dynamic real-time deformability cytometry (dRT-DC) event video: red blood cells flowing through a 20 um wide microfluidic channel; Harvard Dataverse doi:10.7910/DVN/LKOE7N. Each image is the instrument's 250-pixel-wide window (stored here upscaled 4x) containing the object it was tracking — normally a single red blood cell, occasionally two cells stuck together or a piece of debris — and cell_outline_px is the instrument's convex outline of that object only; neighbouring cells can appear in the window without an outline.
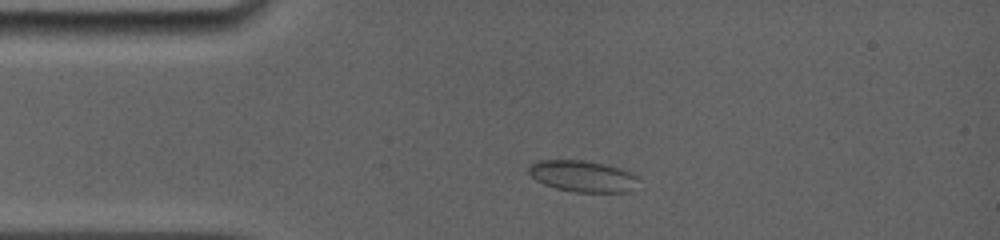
{"species": "common noctule bat (a hibernating species)", "species_latin": "Nyctalus noctula", "temperature_condition": "room temperature", "stored_images_in_passage": 7, "camera_frame_rate_fps": 5000, "um_per_image_px": 0.085, "animal": {"sex": "female", "body_mass_g": 19.0, "forearm_length_mm": 56.7}, "frame": {"image": 1, "passage_image": 1, "time_ms": 0.0, "image_size_px": [1000, 240], "cell_outline_px": [[636, 176], [628, 192], [576, 192], [556, 188], [544, 184], [536, 180], [528, 172], [528, 164], [540, 160], [584, 160], [604, 164], [620, 168]], "centroid_in_image_um": [49.42, 14.96], "position_along_channel_um": 35.6, "area_um2": 19.65}}
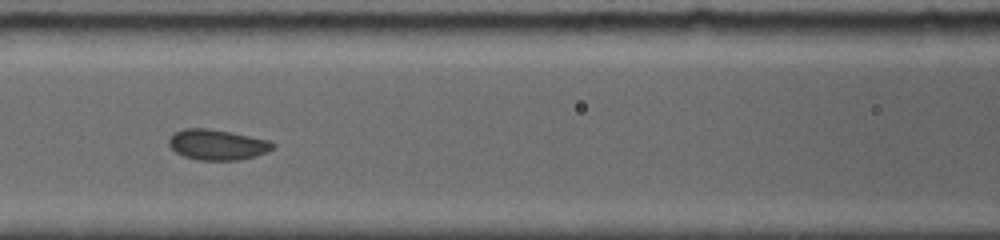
{"frame": {"image": 2, "passage_image": 4, "time_ms": 3.6, "image_size_px": [1000, 240], "cell_outline_px": [[276, 144], [272, 148], [264, 152], [252, 156], [236, 160], [200, 160], [184, 156], [176, 152], [168, 144], [168, 140], [176, 132], [184, 128], [208, 128], [268, 140]], "centroid_in_image_um": [18.42, 12.29], "position_along_channel_um": 148.2, "area_um2": 17.98}}
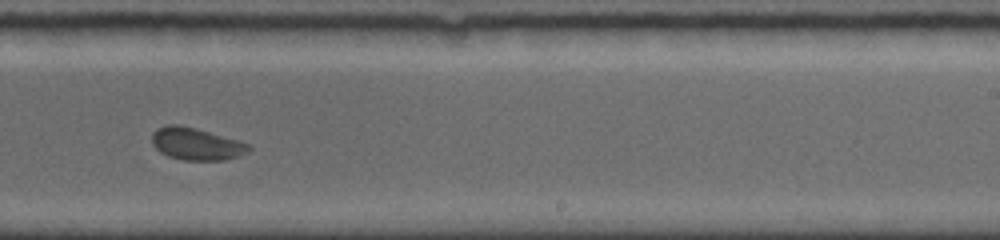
{"frame": {"image": 3, "passage_image": 7, "time_ms": 6.8, "image_size_px": [1000, 240], "cell_outline_px": [[252, 148], [248, 152], [224, 160], [184, 160], [168, 156], [160, 152], [152, 144], [152, 132], [156, 128], [168, 124], [180, 124], [196, 128], [236, 140], [248, 144]], "centroid_in_image_um": [16.63, 12.22], "position_along_channel_um": 272.4, "area_um2": 18.09}}